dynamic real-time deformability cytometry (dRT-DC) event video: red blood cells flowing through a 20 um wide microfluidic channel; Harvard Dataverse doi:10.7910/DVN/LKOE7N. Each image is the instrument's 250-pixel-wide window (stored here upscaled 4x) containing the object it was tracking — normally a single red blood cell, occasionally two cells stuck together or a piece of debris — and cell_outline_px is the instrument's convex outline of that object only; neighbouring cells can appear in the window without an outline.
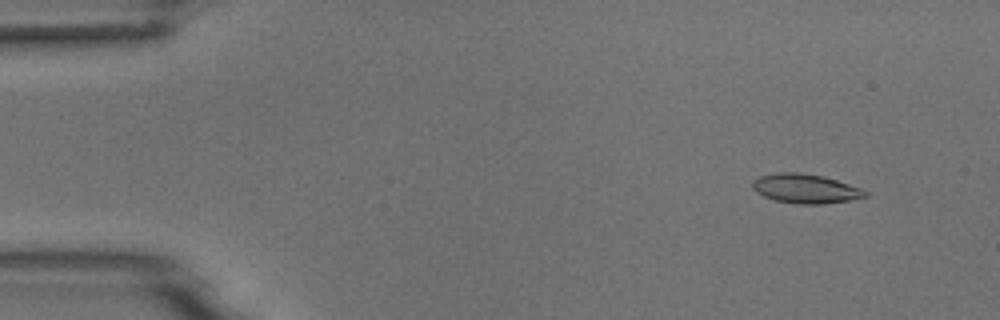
{"species": "common noctule bat (a hibernating species)", "species_latin": "Nyctalus noctula", "temperature_condition": "room temperature", "stored_images_in_passage": 4, "camera_frame_rate_fps": 3000, "um_per_image_px": 0.085, "animal": {"sex": "male", "body_mass_g": 18.8}, "frame": {"image": 1, "passage_image": 1, "time_ms": 0.0, "image_size_px": [1000, 320], "cell_outline_px": [[868, 196], [852, 200], [824, 204], [796, 204], [776, 200], [764, 196], [756, 192], [752, 188], [752, 180], [760, 176], [780, 172], [796, 172], [820, 176], [836, 180], [860, 188], [868, 192]], "centroid_in_image_um": [68.46, 16.04], "position_along_channel_um": 16.5, "area_um2": 19.13}}
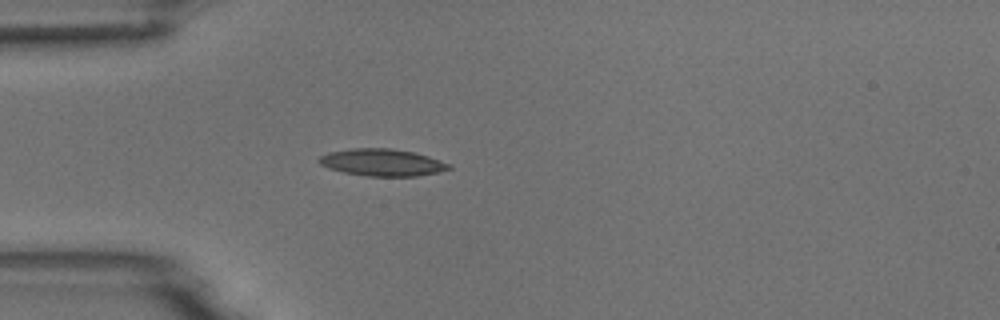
{"frame": {"image": 2, "passage_image": 4, "time_ms": 3.333, "image_size_px": [1000, 320], "cell_outline_px": [[452, 168], [440, 172], [416, 176], [364, 176], [344, 172], [328, 168], [320, 164], [316, 160], [320, 156], [328, 152], [352, 148], [392, 148], [412, 152], [428, 156], [452, 164]], "centroid_in_image_um": [32.48, 13.81], "position_along_channel_um": 52.5, "area_um2": 20.63}}